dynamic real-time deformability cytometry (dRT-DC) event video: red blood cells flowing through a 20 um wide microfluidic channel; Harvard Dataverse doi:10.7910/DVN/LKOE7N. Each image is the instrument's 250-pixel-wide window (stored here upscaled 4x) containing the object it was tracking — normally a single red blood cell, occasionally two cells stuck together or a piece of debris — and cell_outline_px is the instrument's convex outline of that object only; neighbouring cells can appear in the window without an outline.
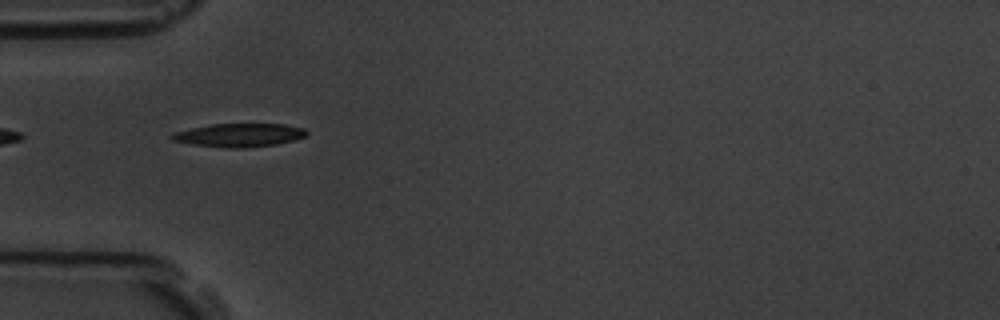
{"species": "common noctule bat (a hibernating species)", "species_latin": "Nyctalus noctula", "temperature_condition": "room temperature", "stored_images_in_passage": 6, "camera_frame_rate_fps": 3000, "um_per_image_px": 0.085, "animal": {"sex": "male", "body_mass_g": 19.5, "forearm_length_mm": 54.6}, "frame": {"image": 1, "passage_image": 2, "time_ms": 1.333, "image_size_px": [1000, 320], "cell_outline_px": [[308, 132], [304, 136], [292, 140], [276, 144], [244, 148], [224, 148], [192, 144], [172, 140], [168, 136], [172, 132], [212, 124], [284, 124], [304, 128]], "centroid_in_image_um": [20.29, 11.48], "position_along_channel_um": 64.7, "area_um2": 18.32}}
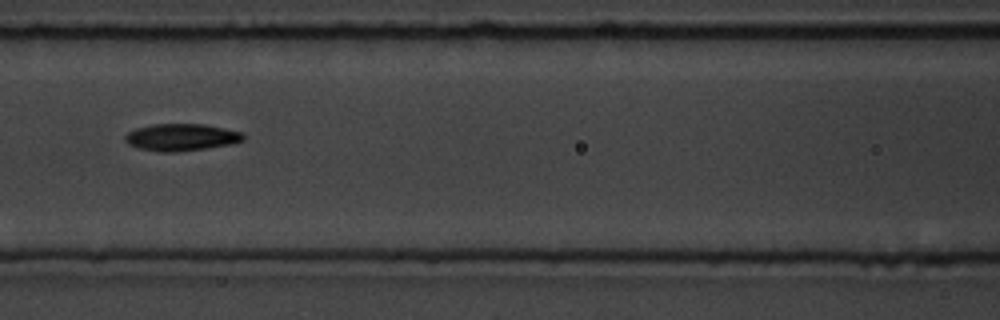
{"frame": {"image": 2, "passage_image": 4, "time_ms": 3.667, "image_size_px": [1000, 320], "cell_outline_px": [[244, 140], [232, 144], [176, 152], [160, 152], [140, 148], [128, 144], [124, 140], [124, 136], [128, 132], [136, 128], [152, 124], [204, 124], [244, 132]], "centroid_in_image_um": [15.41, 11.66], "position_along_channel_um": 151.2, "area_um2": 18.67}}
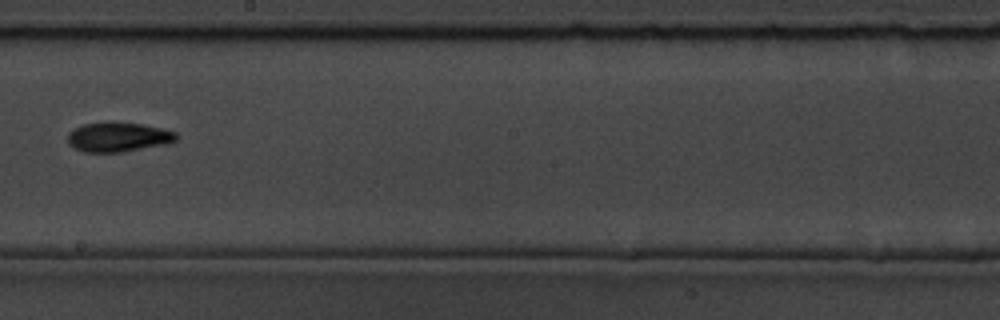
{"frame": {"image": 3, "passage_image": 6, "time_ms": 6.0, "image_size_px": [1000, 320], "cell_outline_px": [[176, 140], [168, 144], [120, 152], [84, 152], [68, 144], [68, 132], [84, 124], [108, 120], [112, 120], [144, 124], [176, 132]], "centroid_in_image_um": [10.04, 11.62], "position_along_channel_um": 238.2, "area_um2": 18.96}}